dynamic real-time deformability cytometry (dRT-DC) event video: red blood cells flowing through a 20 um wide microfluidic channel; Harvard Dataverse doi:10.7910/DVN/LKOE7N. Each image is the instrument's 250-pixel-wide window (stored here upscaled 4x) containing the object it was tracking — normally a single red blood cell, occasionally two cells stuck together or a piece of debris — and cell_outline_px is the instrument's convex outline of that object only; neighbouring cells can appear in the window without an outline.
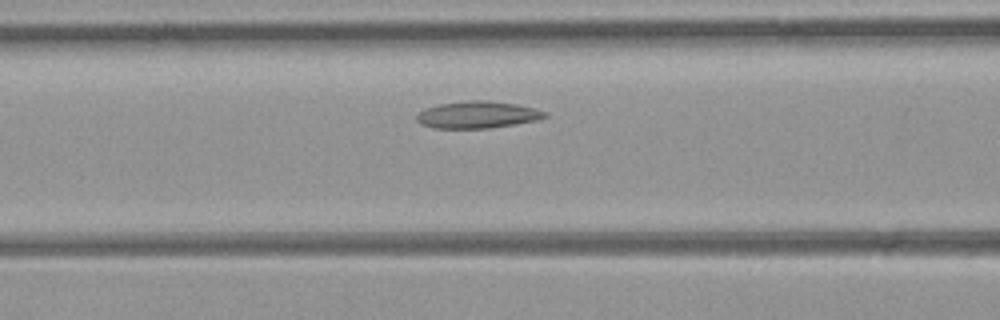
{"species": "common noctule bat (a hibernating species)", "species_latin": "Nyctalus noctula", "temperature_condition": "room temperature", "stored_images_in_passage": 28, "camera_frame_rate_fps": 3000, "um_per_image_px": 0.085, "animal": {"sex": "female", "body_mass_g": 21.9}, "frame": {"image": 1, "passage_image": 9, "time_ms": 2.667, "image_size_px": [1000, 320], "cell_outline_px": [[548, 116], [536, 120], [516, 124], [488, 128], [432, 128], [420, 124], [416, 120], [416, 116], [420, 112], [428, 108], [440, 104], [468, 100], [488, 100], [516, 104], [548, 112]], "centroid_in_image_um": [40.59, 9.76], "position_along_channel_um": 126.0, "area_um2": 20.06}}
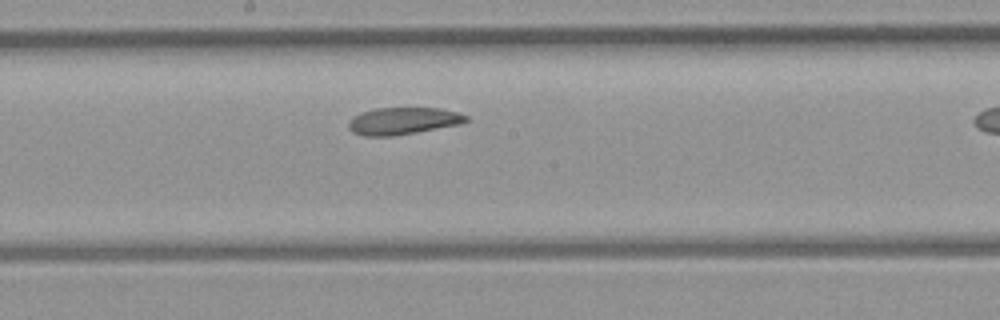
{"frame": {"image": 2, "passage_image": 15, "time_ms": 4.667, "image_size_px": [1000, 320], "cell_outline_px": [[468, 120], [460, 124], [416, 132], [392, 136], [364, 136], [352, 132], [348, 128], [348, 120], [352, 116], [360, 112], [376, 108], [444, 108], [460, 112], [468, 116]], "centroid_in_image_um": [34.24, 10.27], "position_along_channel_um": 214.0, "area_um2": 18.79}}
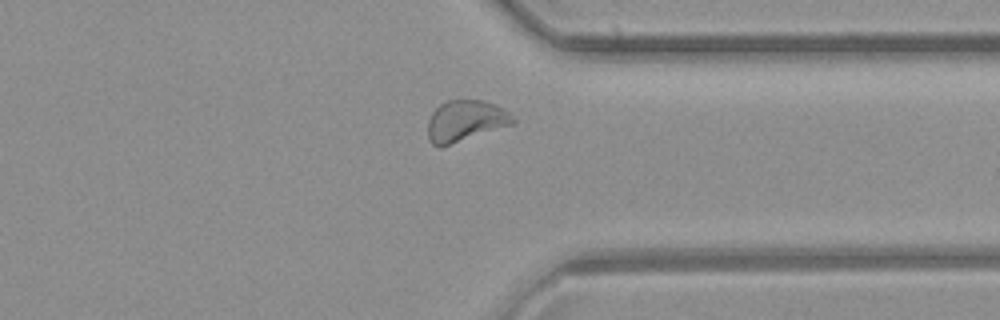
{"frame": {"image": 3, "passage_image": 26, "time_ms": 8.333, "image_size_px": [1000, 320], "cell_outline_px": [[516, 120], [512, 124], [440, 148], [432, 144], [428, 140], [428, 120], [432, 112], [440, 104], [448, 100], [484, 100], [496, 104], [504, 108]], "centroid_in_image_um": [39.54, 10.27], "position_along_channel_um": 371.9, "area_um2": 20.46}}